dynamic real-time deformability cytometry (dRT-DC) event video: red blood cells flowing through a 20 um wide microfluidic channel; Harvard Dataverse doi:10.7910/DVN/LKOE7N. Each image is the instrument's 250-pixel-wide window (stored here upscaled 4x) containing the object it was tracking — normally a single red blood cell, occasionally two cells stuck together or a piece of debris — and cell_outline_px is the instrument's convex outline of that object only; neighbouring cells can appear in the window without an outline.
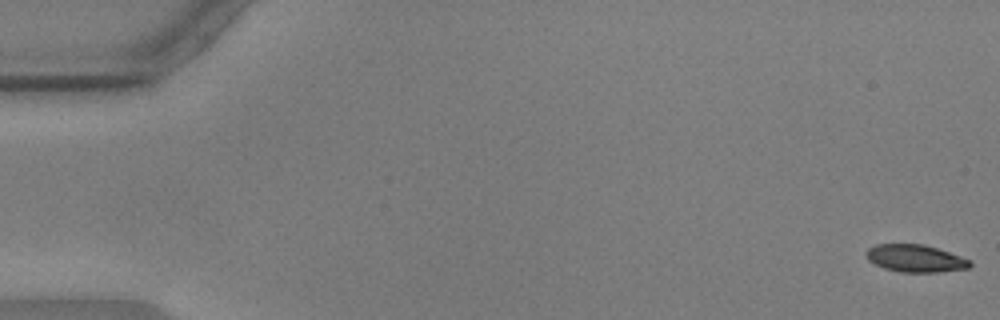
{"species": "common noctule bat (a hibernating species)", "species_latin": "Nyctalus noctula", "temperature_condition": "warm", "stored_images_in_passage": 57, "camera_frame_rate_fps": 3000, "um_per_image_px": 0.085, "animal": {"sex": "male", "body_mass_g": 17.9, "forearm_length_mm": 54.2}, "frame": {"image": 1, "passage_image": 1, "time_ms": 0.0, "image_size_px": [1000, 320], "cell_outline_px": [[972, 264], [968, 268], [940, 272], [900, 272], [884, 268], [868, 260], [864, 256], [864, 252], [868, 248], [876, 244], [924, 244], [972, 260]], "centroid_in_image_um": [77.78, 21.96], "position_along_channel_um": 7.2, "area_um2": 16.65}}
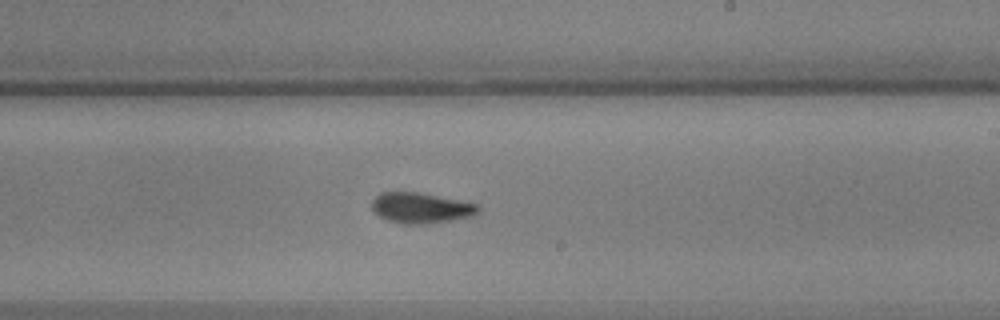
{"frame": {"image": 2, "passage_image": 34, "time_ms": 11.0, "image_size_px": [1000, 320], "cell_outline_px": [[480, 212], [472, 216], [452, 220], [424, 224], [404, 224], [388, 220], [380, 216], [372, 208], [372, 200], [380, 192], [420, 192], [480, 204]], "centroid_in_image_um": [35.82, 17.66], "position_along_channel_um": 253.2, "area_um2": 19.02}}
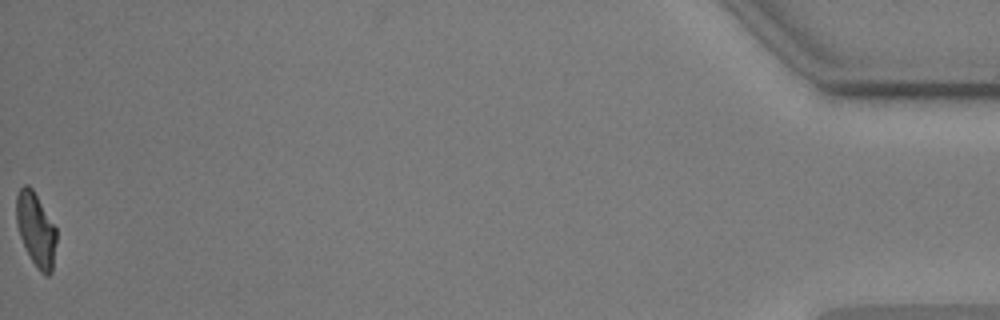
{"frame": {"image": 3, "passage_image": 57, "time_ms": 18.667, "image_size_px": [1000, 320], "cell_outline_px": [[56, 240], [52, 272], [48, 276], [44, 276], [36, 268], [20, 236], [16, 224], [16, 196], [20, 188], [24, 184], [28, 184], [32, 188], [56, 228]], "centroid_in_image_um": [3.05, 19.51], "position_along_channel_um": 432.2, "area_um2": 17.11}, "authors_computed_cell_mechanics": {"area_um2": 18.1492, "velocity_mm_per_s": 3.5874, "shape_relaxation_time_tau1_ms": 4.7978, "shape_relaxation_time_tau2_ms": 3.3714, "deformation_change_tau1": 0.1586, "deformation_change_tau2": 0.0986}}